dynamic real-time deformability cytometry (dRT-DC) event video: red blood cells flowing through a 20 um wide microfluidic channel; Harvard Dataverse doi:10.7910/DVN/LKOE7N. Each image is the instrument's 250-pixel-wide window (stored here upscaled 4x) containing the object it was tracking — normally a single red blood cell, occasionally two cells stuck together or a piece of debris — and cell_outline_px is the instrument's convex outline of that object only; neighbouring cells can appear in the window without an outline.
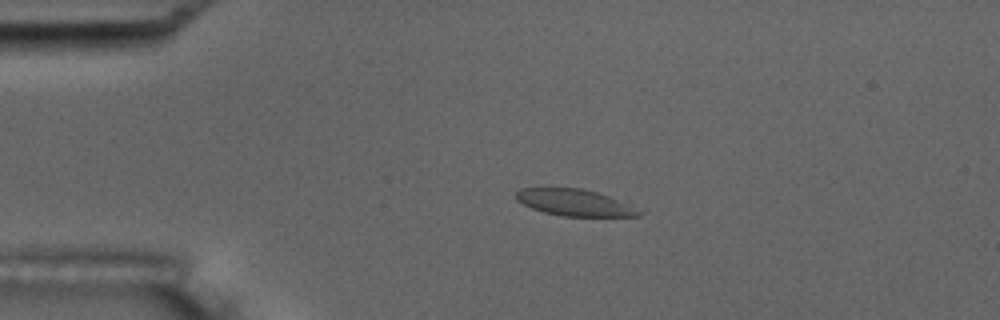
{"species": "common noctule bat (a hibernating species)", "species_latin": "Nyctalus noctula", "temperature_condition": "room temperature", "stored_images_in_passage": 5, "camera_frame_rate_fps": 3000, "um_per_image_px": 0.085, "animal": {"sex": "male", "body_mass_g": 17.5, "forearm_length_mm": 52.3}, "frame": {"image": 1, "passage_image": 3, "time_ms": 3.333, "image_size_px": [1000, 320], "cell_outline_px": [[644, 212], [640, 216], [560, 216], [544, 212], [532, 208], [516, 200], [516, 192], [520, 188], [580, 188], [632, 200], [644, 208]], "centroid_in_image_um": [49.08, 17.22], "position_along_channel_um": 35.9, "area_um2": 20.0}}